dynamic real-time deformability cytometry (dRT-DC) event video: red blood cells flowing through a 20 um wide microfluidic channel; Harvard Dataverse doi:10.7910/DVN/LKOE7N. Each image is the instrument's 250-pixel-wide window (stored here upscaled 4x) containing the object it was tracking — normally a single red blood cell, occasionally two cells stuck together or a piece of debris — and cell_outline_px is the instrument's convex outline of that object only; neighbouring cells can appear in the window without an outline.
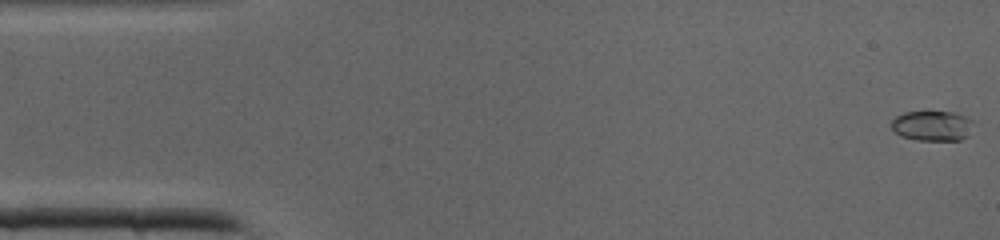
{"species": "common noctule bat (a hibernating species)", "species_latin": "Nyctalus noctula", "temperature_condition": "cold", "stored_images_in_passage": 41, "camera_frame_rate_fps": 3000, "um_per_image_px": 0.085, "animal": {"sex": "male", "body_mass_g": 19.0, "forearm_length_mm": 50.8}, "frame": {"image": 1, "passage_image": 1, "time_ms": 0.0, "image_size_px": [1000, 240], "cell_outline_px": [[972, 120], [968, 136], [960, 140], [916, 140], [900, 136], [892, 128], [892, 120], [896, 116], [904, 112], [956, 112]], "centroid_in_image_um": [79.22, 10.69], "position_along_channel_um": 5.8, "area_um2": 14.28}}
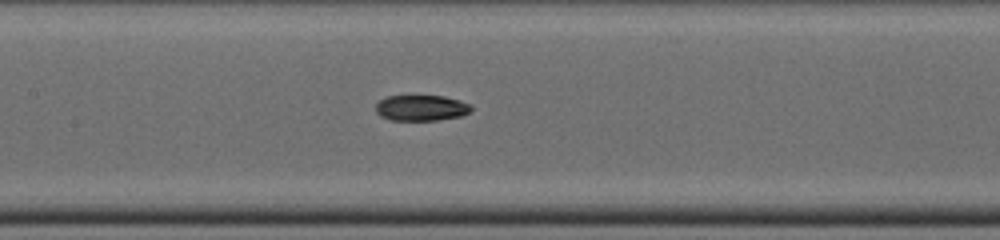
{"frame": {"image": 2, "passage_image": 19, "time_ms": 6.0, "image_size_px": [1000, 240], "cell_outline_px": [[472, 108], [464, 116], [436, 120], [392, 120], [380, 116], [376, 112], [376, 104], [380, 100], [388, 96], [444, 96], [460, 100], [472, 104]], "centroid_in_image_um": [35.84, 9.17], "position_along_channel_um": 171.6, "area_um2": 14.39}}
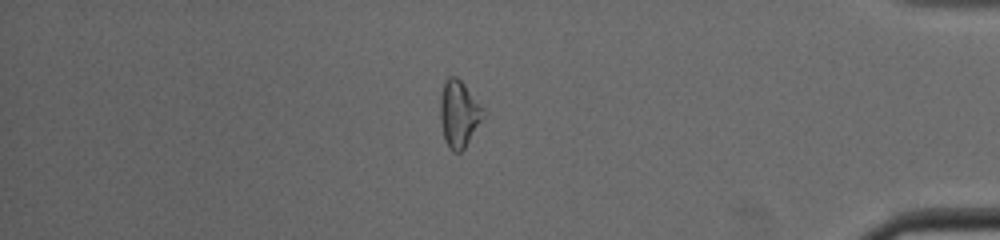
{"frame": {"image": 3, "passage_image": 35, "time_ms": 11.333, "image_size_px": [1000, 240], "cell_outline_px": [[484, 116], [464, 148], [460, 152], [452, 152], [448, 148], [444, 140], [440, 120], [440, 96], [444, 80], [448, 76], [456, 76], [464, 84], [484, 108]], "centroid_in_image_um": [38.98, 9.66], "position_along_channel_um": 396.2, "area_um2": 16.76}}